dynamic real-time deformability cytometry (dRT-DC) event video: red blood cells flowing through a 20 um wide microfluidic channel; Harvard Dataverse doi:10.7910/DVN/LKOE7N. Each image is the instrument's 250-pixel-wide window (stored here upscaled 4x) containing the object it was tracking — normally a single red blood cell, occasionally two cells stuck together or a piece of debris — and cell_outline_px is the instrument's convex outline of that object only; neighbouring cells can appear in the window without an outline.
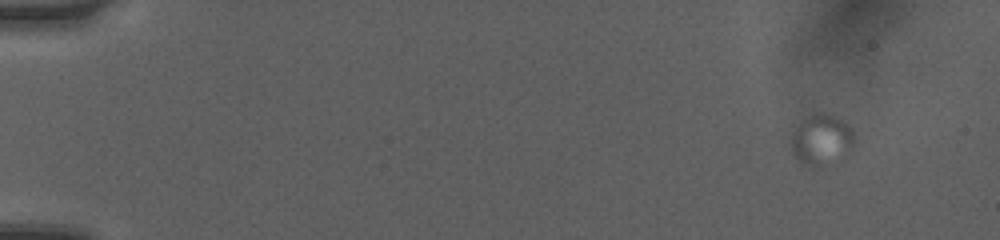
{"species": "human", "species_latin": "Homo sapiens", "temperature_condition": "room temperature", "stored_images_in_passage": 53, "camera_frame_rate_fps": 3000, "um_per_image_px": 0.085, "donor": {"sex": "female"}, "frame": {"image": 1, "passage_image": 1, "time_ms": 0.0, "image_size_px": [1000, 240], "cell_outline_px": [[856, 140], [852, 148], [812, 168], [800, 164], [796, 160], [792, 152], [792, 132], [808, 116], [820, 112], [824, 112], [848, 124], [852, 128]], "centroid_in_image_um": [69.79, 11.85], "position_along_channel_um": 15.2, "area_um2": 17.98}}
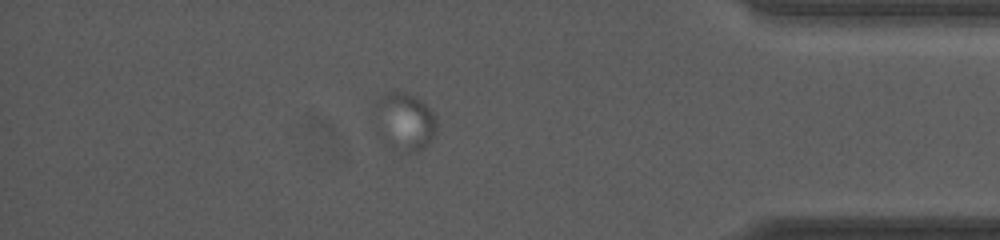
{"frame": {"image": 2, "passage_image": 46, "time_ms": 15.0, "image_size_px": [1000, 240], "cell_outline_px": [[436, 136], [424, 148], [416, 152], [408, 152], [400, 148], [372, 104], [384, 92], [404, 92], [416, 96], [436, 116]], "centroid_in_image_um": [34.59, 10.2], "position_along_channel_um": 400.6, "area_um2": 18.67}}